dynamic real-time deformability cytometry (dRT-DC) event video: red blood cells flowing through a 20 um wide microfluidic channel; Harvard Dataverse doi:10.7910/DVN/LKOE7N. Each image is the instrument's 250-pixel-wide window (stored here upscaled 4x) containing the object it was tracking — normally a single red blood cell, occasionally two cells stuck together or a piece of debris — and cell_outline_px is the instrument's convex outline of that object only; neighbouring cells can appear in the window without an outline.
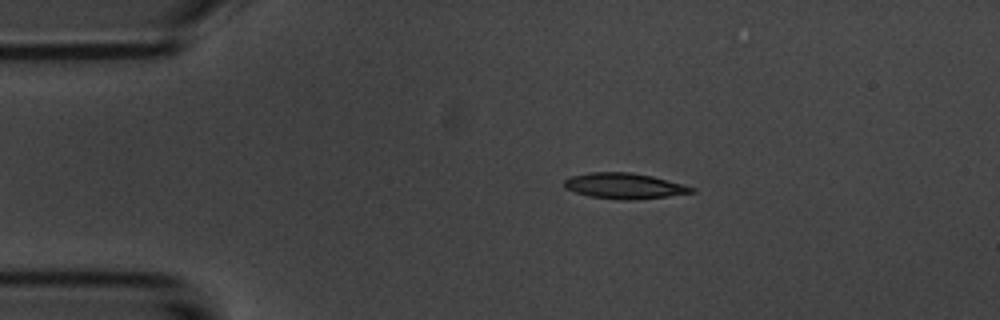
{"species": "common noctule bat (a hibernating species)", "species_latin": "Nyctalus noctula", "temperature_condition": "room temperature", "stored_images_in_passage": 5, "camera_frame_rate_fps": 3000, "um_per_image_px": 0.085, "animal": {"sex": "male", "body_mass_g": 20.1, "forearm_length_mm": 53.5}, "frame": {"image": 1, "passage_image": 2, "time_ms": 1.333, "image_size_px": [1000, 320], "cell_outline_px": [[696, 192], [668, 196], [636, 200], [624, 200], [588, 196], [564, 188], [564, 180], [572, 176], [588, 172], [632, 172], [652, 176], [684, 184], [696, 188]], "centroid_in_image_um": [53.09, 15.8], "position_along_channel_um": 31.9, "area_um2": 19.19}}
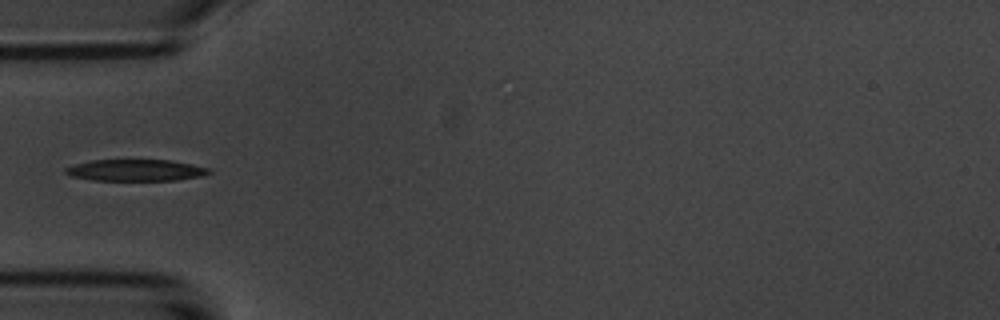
{"frame": {"image": 2, "passage_image": 4, "time_ms": 3.667, "image_size_px": [1000, 320], "cell_outline_px": [[212, 172], [200, 176], [176, 180], [92, 180], [68, 176], [64, 172], [64, 168], [76, 164], [92, 160], [172, 160], [192, 164], [208, 168]], "centroid_in_image_um": [11.49, 14.47], "position_along_channel_um": 73.5, "area_um2": 17.98}}
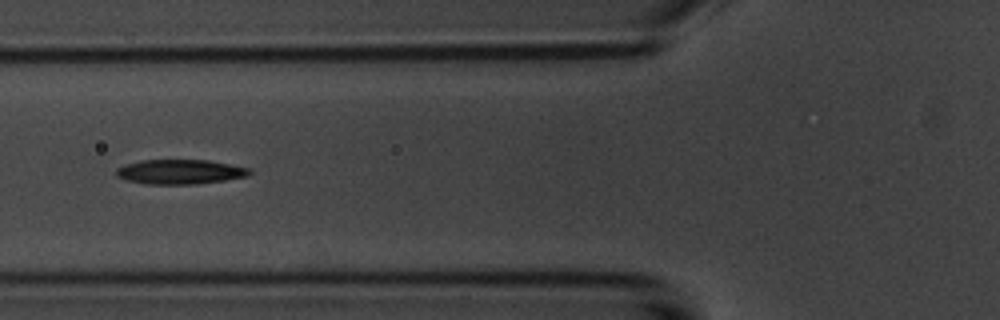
{"frame": {"image": 3, "passage_image": 5, "time_ms": 4.667, "image_size_px": [1000, 320], "cell_outline_px": [[252, 172], [248, 176], [224, 180], [196, 184], [144, 184], [128, 180], [116, 176], [116, 168], [128, 164], [144, 160], [208, 160], [252, 168]], "centroid_in_image_um": [15.34, 14.6], "position_along_channel_um": 110.5, "area_um2": 19.07}}